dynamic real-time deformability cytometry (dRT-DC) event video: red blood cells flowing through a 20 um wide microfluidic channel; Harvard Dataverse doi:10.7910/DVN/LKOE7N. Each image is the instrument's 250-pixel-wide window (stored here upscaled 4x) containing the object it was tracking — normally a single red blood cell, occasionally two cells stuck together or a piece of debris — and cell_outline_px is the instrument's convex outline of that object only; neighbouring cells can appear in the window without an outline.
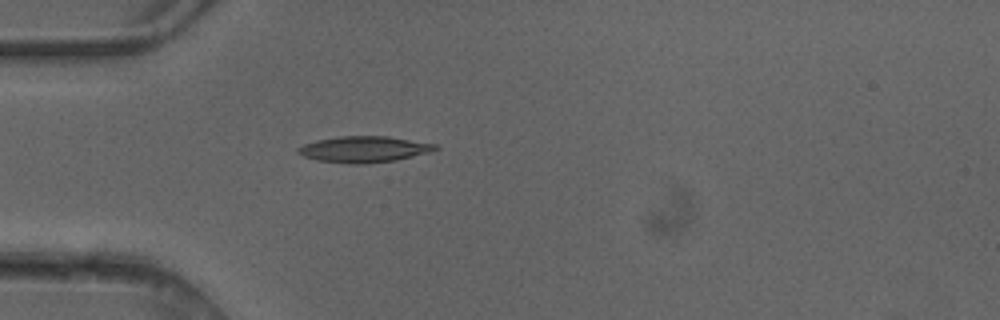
{"species": "common noctule bat (a hibernating species)", "species_latin": "Nyctalus noctula", "temperature_condition": "cold", "stored_images_in_passage": 1, "camera_frame_rate_fps": 3000, "um_per_image_px": 0.085, "animal": {"sex": "female"}, "frame": {"image": 1, "passage_image": 1, "time_ms": 0.0, "image_size_px": [1000, 320], "cell_outline_px": [[440, 148], [432, 152], [396, 160], [368, 164], [348, 164], [316, 160], [304, 156], [296, 152], [296, 148], [304, 144], [316, 140], [336, 136], [388, 136], [436, 144]], "centroid_in_image_um": [30.94, 12.69], "position_along_channel_um": 54.1, "area_um2": 21.21}}